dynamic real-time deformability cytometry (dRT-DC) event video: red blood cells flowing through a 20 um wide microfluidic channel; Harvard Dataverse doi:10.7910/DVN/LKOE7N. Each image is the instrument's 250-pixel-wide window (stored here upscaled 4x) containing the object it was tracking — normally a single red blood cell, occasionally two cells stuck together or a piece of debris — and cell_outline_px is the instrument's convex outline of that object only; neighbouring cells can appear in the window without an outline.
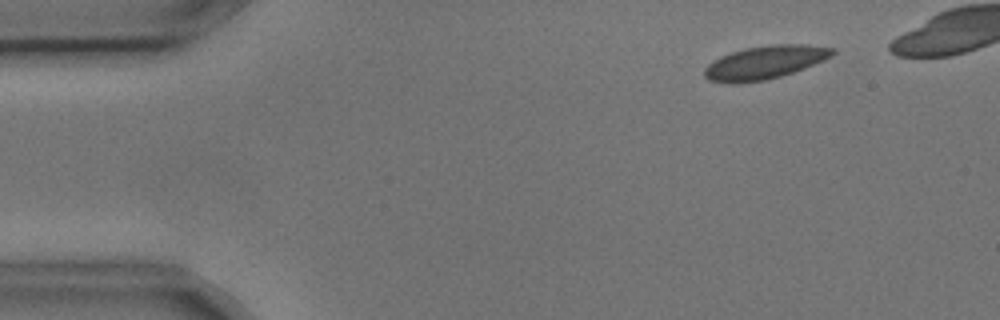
{"species": "common noctule bat (a hibernating species)", "species_latin": "Nyctalus noctula", "temperature_condition": "cold", "stored_images_in_passage": 10, "segment_of_instrument_passage": [1, 2], "camera_frame_rate_fps": 3000, "um_per_image_px": 0.085, "animal": {"sex": "male", "body_mass_g": 17.9, "forearm_length_mm": 54.2}, "frame": {"image": 1, "passage_image": 2, "time_ms": 0.333, "image_size_px": [1000, 320], "cell_outline_px": [[836, 52], [832, 56], [824, 60], [804, 68], [780, 76], [764, 80], [728, 84], [708, 80], [704, 76], [704, 68], [712, 60], [720, 56], [744, 48], [772, 44], [808, 44], [836, 48]], "centroid_in_image_um": [65.0, 5.29], "position_along_channel_um": 20.0, "area_um2": 24.97}}
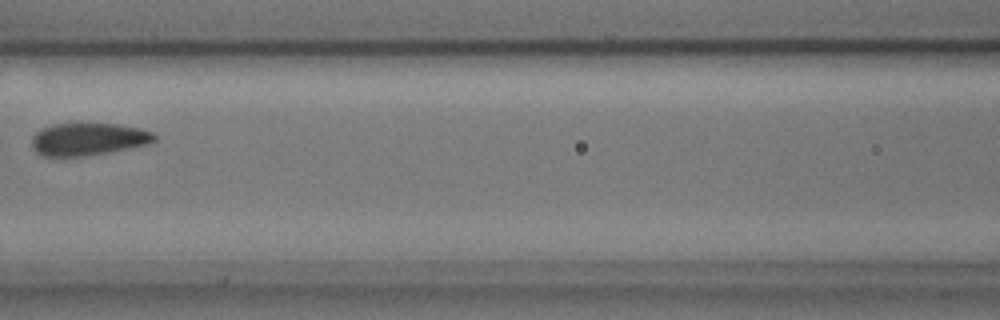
{"frame": {"image": 2, "passage_image": 7, "time_ms": 2.0, "image_size_px": [1000, 320], "cell_outline_px": [[156, 140], [148, 144], [108, 152], [84, 156], [40, 156], [32, 148], [32, 136], [40, 128], [52, 124], [116, 124], [140, 128], [156, 132]], "centroid_in_image_um": [7.49, 11.83], "position_along_channel_um": 159.1, "area_um2": 23.29}}
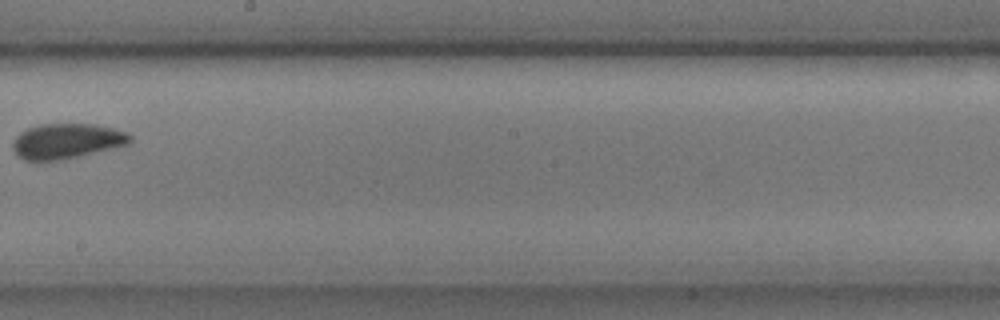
{"frame": {"image": 3, "passage_image": 9, "time_ms": 2.667, "image_size_px": [1000, 320], "cell_outline_px": [[132, 140], [128, 144], [64, 160], [24, 160], [16, 156], [12, 148], [12, 144], [16, 136], [20, 132], [28, 128], [40, 124], [92, 124], [112, 128], [128, 132], [132, 136]], "centroid_in_image_um": [5.65, 11.99], "position_along_channel_um": 242.5, "area_um2": 24.1}}